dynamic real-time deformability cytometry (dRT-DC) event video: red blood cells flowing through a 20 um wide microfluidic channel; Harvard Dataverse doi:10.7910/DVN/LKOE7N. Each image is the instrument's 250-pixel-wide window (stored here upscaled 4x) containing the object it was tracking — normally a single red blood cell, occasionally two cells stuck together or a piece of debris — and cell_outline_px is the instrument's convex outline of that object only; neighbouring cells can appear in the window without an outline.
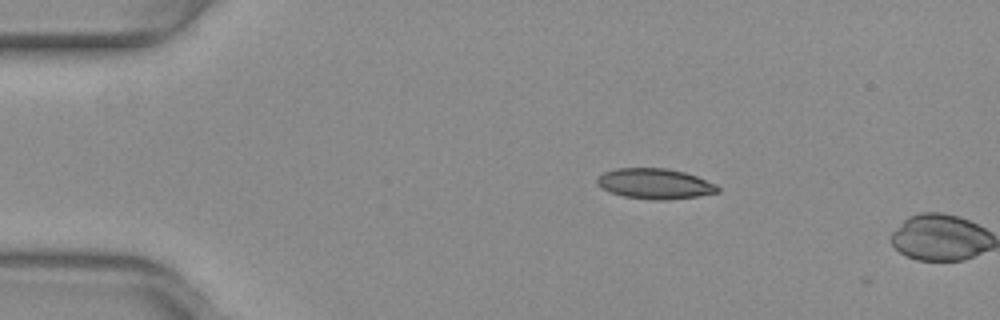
{"species": "common noctule bat (a hibernating species)", "species_latin": "Nyctalus noctula", "temperature_condition": "warm", "stored_images_in_passage": 3, "camera_frame_rate_fps": 3000, "um_per_image_px": 0.085, "animal": {"sex": "female", "body_mass_g": 29.2, "forearm_length_mm": 56.3}, "frame": {"image": 1, "passage_image": 2, "time_ms": 0.333, "image_size_px": [1000, 320], "cell_outline_px": [[720, 192], [696, 196], [668, 200], [652, 200], [624, 196], [600, 188], [596, 184], [596, 180], [604, 172], [616, 168], [668, 168], [684, 172], [696, 176], [716, 184], [720, 188]], "centroid_in_image_um": [55.67, 15.61], "position_along_channel_um": 29.3, "area_um2": 21.39}}